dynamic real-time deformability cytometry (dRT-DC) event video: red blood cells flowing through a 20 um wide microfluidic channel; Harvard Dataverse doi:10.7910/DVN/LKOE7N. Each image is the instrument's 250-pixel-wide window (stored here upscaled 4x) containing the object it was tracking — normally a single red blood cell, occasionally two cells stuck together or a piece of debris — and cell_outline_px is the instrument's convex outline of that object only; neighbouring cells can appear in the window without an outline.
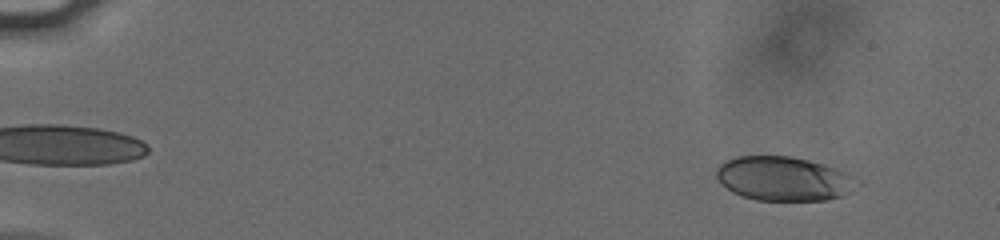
{"species": "human", "species_latin": "Homo sapiens", "temperature_condition": "cold", "stored_images_in_passage": 56, "camera_frame_rate_fps": 3000, "um_per_image_px": 0.085, "donor": {"sex": "male"}, "frame": {"image": 1, "passage_image": 6, "time_ms": 1.667, "image_size_px": [1000, 240], "cell_outline_px": [[860, 184], [848, 192], [840, 196], [824, 200], [756, 200], [732, 192], [716, 176], [716, 168], [724, 160], [732, 156], [792, 156], [824, 164], [836, 168], [860, 180]], "centroid_in_image_um": [66.61, 15.17], "position_along_channel_um": 18.4, "area_um2": 36.13}}
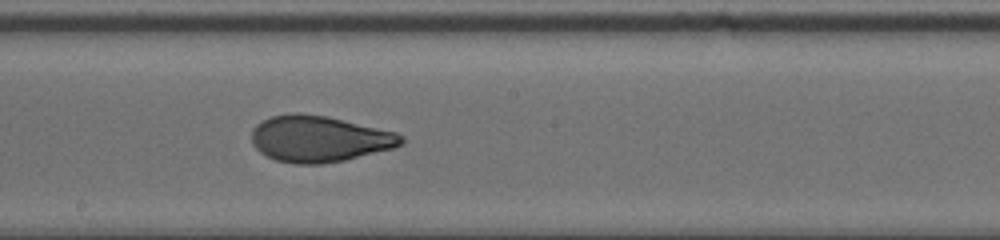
{"frame": {"image": 2, "passage_image": 33, "time_ms": 10.667, "image_size_px": [1000, 240], "cell_outline_px": [[404, 144], [396, 148], [344, 160], [320, 164], [292, 164], [276, 160], [260, 152], [252, 144], [252, 128], [256, 124], [272, 116], [292, 112], [296, 112], [324, 116], [396, 132], [404, 136]], "centroid_in_image_um": [27.14, 11.81], "position_along_channel_um": 221.1, "area_um2": 40.34}}
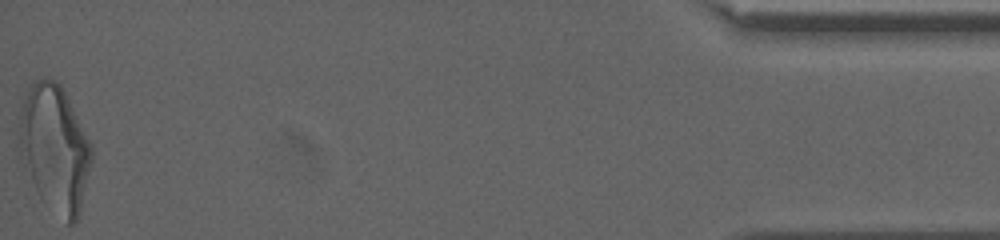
{"frame": {"image": 3, "passage_image": 56, "time_ms": 18.333, "image_size_px": [1000, 240], "cell_outline_px": [[92, 160], [80, 212], [76, 220], [72, 224], [68, 224], [44, 204], [40, 200], [16, 160], [16, 152], [20, 108], [32, 80], [44, 76], [56, 80], [60, 84], [92, 144]], "centroid_in_image_um": [4.56, 12.63], "position_along_channel_um": 430.6, "area_um2": 55.26}, "authors_computed_cell_mechanics": {"area_um2": 39.6219, "velocity_mm_per_s": 3.8052, "shape_relaxation_time_tau1_ms": 5.73, "shape_relaxation_time_tau2_ms": 0.9729, "deformation_change_tau1": 0.1886, "deformation_change_tau2": 0.0734}}